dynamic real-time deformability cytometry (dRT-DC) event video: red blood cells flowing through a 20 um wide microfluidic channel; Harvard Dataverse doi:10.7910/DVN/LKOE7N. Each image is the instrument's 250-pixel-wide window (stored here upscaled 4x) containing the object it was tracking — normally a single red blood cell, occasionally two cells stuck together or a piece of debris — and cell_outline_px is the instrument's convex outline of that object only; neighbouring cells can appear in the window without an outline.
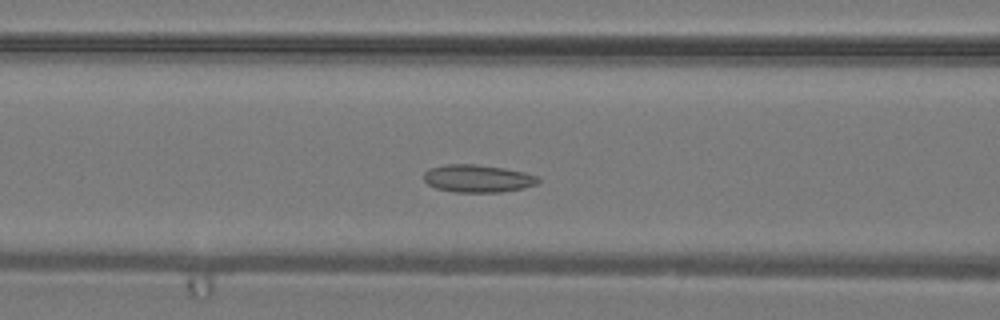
{"species": "common noctule bat (a hibernating species)", "species_latin": "Nyctalus noctula", "temperature_condition": "warm", "stored_images_in_passage": 29, "camera_frame_rate_fps": 3000, "um_per_image_px": 0.085, "animal": {"sex": "male", "body_mass_g": 19.2, "forearm_length_mm": 51.8}, "frame": {"image": 1, "passage_image": 5, "time_ms": 1.333, "image_size_px": [1000, 320], "cell_outline_px": [[540, 180], [536, 184], [524, 188], [500, 192], [456, 192], [436, 188], [428, 184], [424, 180], [424, 172], [428, 168], [448, 164], [476, 164], [504, 168], [524, 172], [536, 176]], "centroid_in_image_um": [40.58, 15.17], "position_along_channel_um": 126.0, "area_um2": 18.38}}
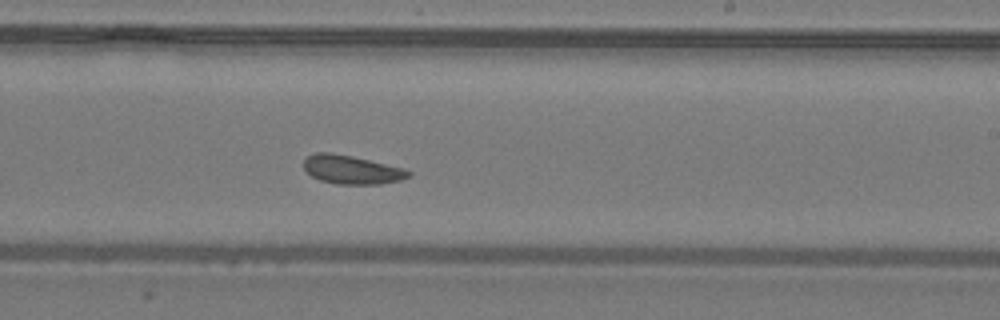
{"frame": {"image": 2, "passage_image": 13, "time_ms": 4.0, "image_size_px": [1000, 320], "cell_outline_px": [[412, 172], [408, 176], [400, 180], [380, 184], [336, 184], [320, 180], [312, 176], [304, 168], [304, 160], [308, 156], [316, 152], [332, 152], [352, 156], [404, 168]], "centroid_in_image_um": [29.88, 14.42], "position_along_channel_um": 259.1, "area_um2": 17.4}}
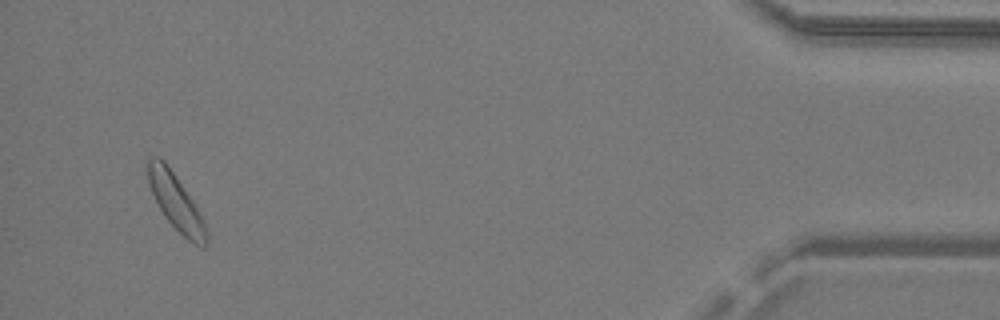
{"frame": {"image": 3, "passage_image": 27, "time_ms": 8.667, "image_size_px": [1000, 320], "cell_outline_px": [[208, 244], [204, 248], [188, 240], [164, 216], [152, 192], [148, 180], [144, 164], [144, 160], [148, 156], [160, 156], [164, 160], [192, 200], [204, 220], [208, 236]], "centroid_in_image_um": [14.91, 17.12], "position_along_channel_um": 420.3, "area_um2": 19.02}}